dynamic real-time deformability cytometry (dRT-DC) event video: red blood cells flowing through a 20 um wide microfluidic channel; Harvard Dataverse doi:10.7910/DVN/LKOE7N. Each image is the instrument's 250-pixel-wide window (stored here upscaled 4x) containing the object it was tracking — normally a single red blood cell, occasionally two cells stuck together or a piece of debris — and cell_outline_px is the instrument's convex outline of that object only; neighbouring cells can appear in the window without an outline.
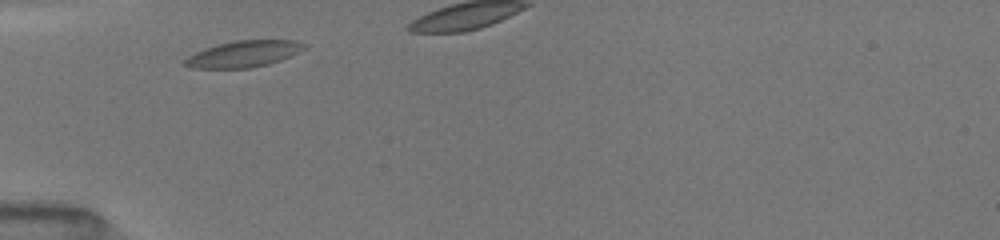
{"species": "common noctule bat (a hibernating species)", "species_latin": "Nyctalus noctula", "temperature_condition": "room temperature", "stored_images_in_passage": 7, "camera_frame_rate_fps": 3000, "um_per_image_px": 0.085, "animal": {"sex": "female", "body_mass_g": 19.5, "forearm_length_mm": 54.1}, "frame": {"image": 1, "passage_image": 1, "time_ms": 0.0, "image_size_px": [1000, 240], "cell_outline_px": [[304, 48], [280, 60], [268, 64], [252, 68], [192, 68], [180, 64], [188, 56], [204, 48], [236, 40], [296, 40], [304, 44]], "centroid_in_image_um": [20.63, 4.59], "position_along_channel_um": 64.4, "area_um2": 18.15}}